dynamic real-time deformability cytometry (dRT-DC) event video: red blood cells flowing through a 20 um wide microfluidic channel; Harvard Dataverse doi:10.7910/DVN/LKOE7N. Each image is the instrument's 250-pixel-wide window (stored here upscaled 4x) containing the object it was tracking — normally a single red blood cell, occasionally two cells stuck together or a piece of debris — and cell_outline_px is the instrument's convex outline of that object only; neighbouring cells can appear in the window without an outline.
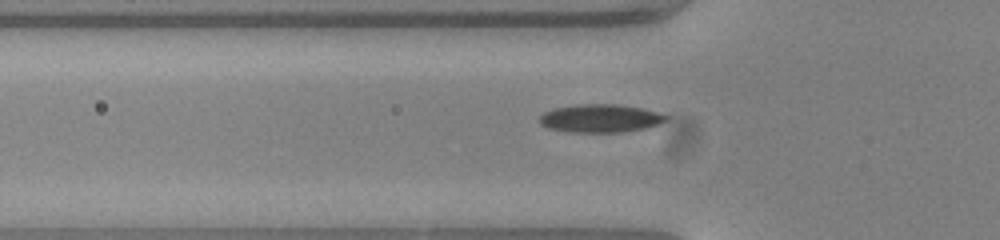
{"species": "common noctule bat (a hibernating species)", "species_latin": "Nyctalus noctula", "temperature_condition": "warm", "stored_images_in_passage": 34, "camera_frame_rate_fps": 3000, "um_per_image_px": 0.085, "animal": {"sex": "female", "body_mass_g": 23.0, "forearm_length_mm": 53.4}, "frame": {"image": 1, "passage_image": 4, "time_ms": 1.0, "image_size_px": [1000, 240], "cell_outline_px": [[668, 120], [660, 124], [648, 128], [620, 132], [568, 132], [548, 128], [540, 124], [540, 116], [544, 112], [552, 108], [576, 104], [616, 104], [644, 108], [660, 112], [668, 116]], "centroid_in_image_um": [51.06, 10.05], "position_along_channel_um": 74.7, "area_um2": 21.1}}
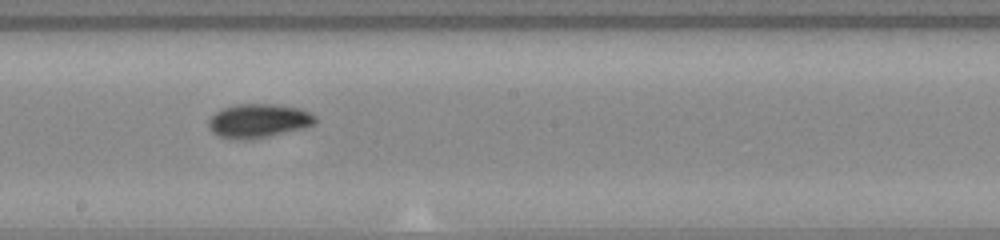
{"frame": {"image": 2, "passage_image": 16, "time_ms": 5.0, "image_size_px": [1000, 240], "cell_outline_px": [[316, 124], [304, 128], [268, 136], [244, 140], [220, 136], [212, 132], [208, 128], [208, 120], [216, 112], [224, 108], [236, 104], [276, 104], [300, 108], [312, 112], [316, 116]], "centroid_in_image_um": [22.01, 10.25], "position_along_channel_um": 226.2, "area_um2": 21.1}}
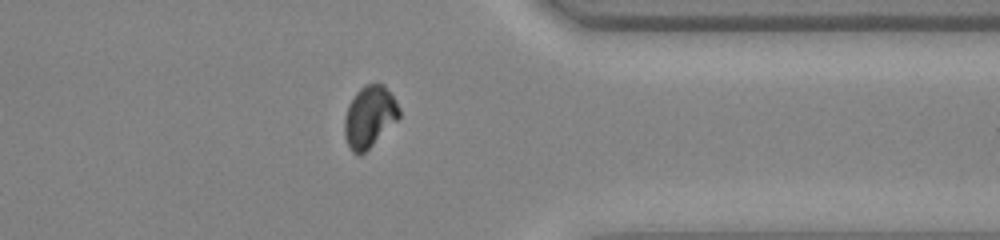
{"frame": {"image": 3, "passage_image": 29, "time_ms": 9.333, "image_size_px": [1000, 240], "cell_outline_px": [[400, 116], [360, 156], [356, 156], [352, 152], [344, 136], [344, 120], [348, 104], [356, 92], [364, 84], [384, 84], [400, 108]], "centroid_in_image_um": [31.37, 9.91], "position_along_channel_um": 380.0, "area_um2": 19.36}}